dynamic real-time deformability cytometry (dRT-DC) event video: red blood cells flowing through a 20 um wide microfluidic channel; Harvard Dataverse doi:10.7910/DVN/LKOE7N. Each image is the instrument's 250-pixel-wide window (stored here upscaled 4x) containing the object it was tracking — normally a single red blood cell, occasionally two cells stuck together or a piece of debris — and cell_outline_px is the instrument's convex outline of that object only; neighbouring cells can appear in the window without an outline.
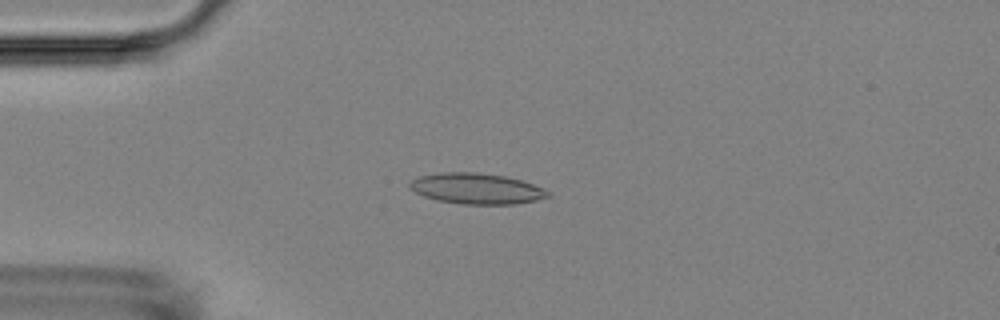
{"species": "Egyptian fruit bat (a non-hibernating species)", "species_latin": "Rousettus aegyptiacus", "temperature_condition": "room temperature", "stored_images_in_passage": 54, "camera_frame_rate_fps": 3000, "um_per_image_px": 0.085, "animal": {"sex": "female"}, "frame": {"image": 1, "passage_image": 13, "time_ms": 4.0, "image_size_px": [1000, 320], "cell_outline_px": [[552, 196], [536, 200], [516, 204], [460, 204], [436, 200], [424, 196], [408, 188], [408, 184], [412, 180], [420, 176], [444, 172], [480, 172], [504, 176], [520, 180], [544, 188], [552, 192]], "centroid_in_image_um": [40.53, 16.03], "position_along_channel_um": 44.5, "area_um2": 24.91}}
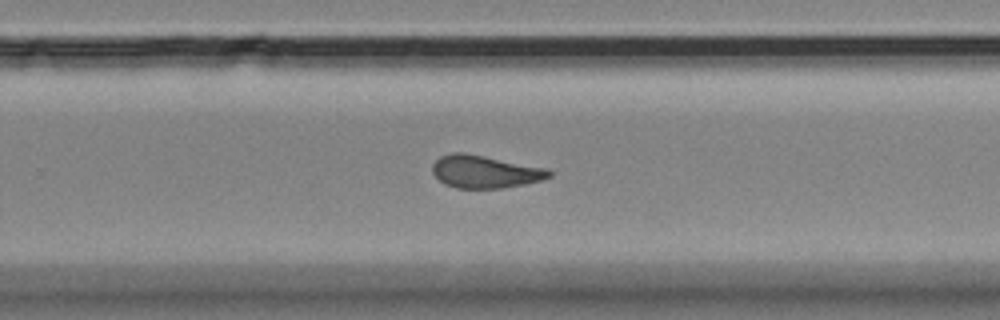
{"frame": {"image": 2, "passage_image": 35, "time_ms": 11.333, "image_size_px": [1000, 320], "cell_outline_px": [[552, 176], [540, 180], [524, 184], [504, 188], [456, 188], [444, 184], [432, 172], [432, 164], [440, 156], [452, 152], [464, 152], [548, 168], [552, 172]], "centroid_in_image_um": [41.21, 14.58], "position_along_channel_um": 288.6, "area_um2": 22.31}}
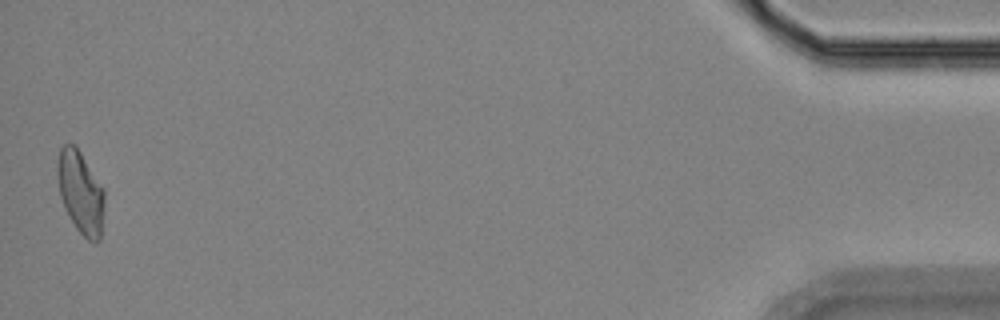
{"frame": {"image": 3, "passage_image": 54, "time_ms": 17.667, "image_size_px": [1000, 320], "cell_outline_px": [[104, 204], [100, 240], [96, 244], [88, 240], [76, 228], [64, 208], [60, 196], [56, 172], [56, 168], [60, 148], [64, 144], [76, 144], [104, 188]], "centroid_in_image_um": [6.85, 16.33], "position_along_channel_um": 428.4, "area_um2": 22.89}, "authors_computed_cell_mechanics": {"area_um2": 22.8021, "velocity_mm_per_s": 3.5938, "shape_relaxation_time_tau1_ms": null, "shape_relaxation_time_tau2_ms": 1.9528, "deformation_change_tau1": null, "deformation_change_tau2": 0.1093}}